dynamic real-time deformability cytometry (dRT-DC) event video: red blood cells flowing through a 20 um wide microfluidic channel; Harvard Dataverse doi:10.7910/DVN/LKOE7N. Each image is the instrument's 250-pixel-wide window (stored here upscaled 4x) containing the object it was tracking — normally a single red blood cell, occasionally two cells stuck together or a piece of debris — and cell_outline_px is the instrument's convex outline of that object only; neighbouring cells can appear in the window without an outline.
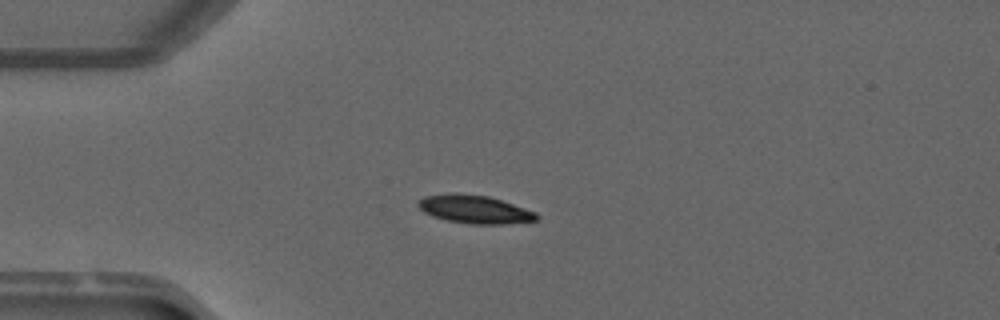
{"species": "common noctule bat (a hibernating species)", "species_latin": "Nyctalus noctula", "temperature_condition": "warm", "stored_images_in_passage": 38, "camera_frame_rate_fps": 3000, "um_per_image_px": 0.085, "animal": {"sex": "male", "forearm_length_mm": 52.5}, "frame": {"image": 1, "passage_image": 1, "time_ms": 0.0, "image_size_px": [1000, 320], "cell_outline_px": [[540, 220], [504, 224], [468, 224], [448, 220], [432, 216], [424, 212], [416, 204], [424, 196], [456, 192], [488, 196], [536, 212], [540, 216]], "centroid_in_image_um": [40.35, 17.79], "position_along_channel_um": 44.6, "area_um2": 19.48}}
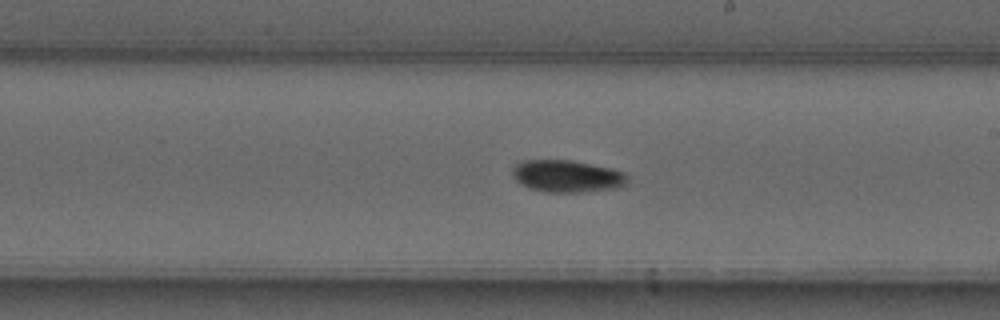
{"frame": {"image": 2, "passage_image": 17, "time_ms": 5.333, "image_size_px": [1000, 320], "cell_outline_px": [[628, 184], [620, 188], [580, 192], [544, 192], [528, 188], [520, 184], [512, 176], [512, 168], [516, 164], [524, 160], [572, 160], [612, 168], [624, 172], [628, 176]], "centroid_in_image_um": [48.22, 14.98], "position_along_channel_um": 240.8, "area_um2": 21.91}}
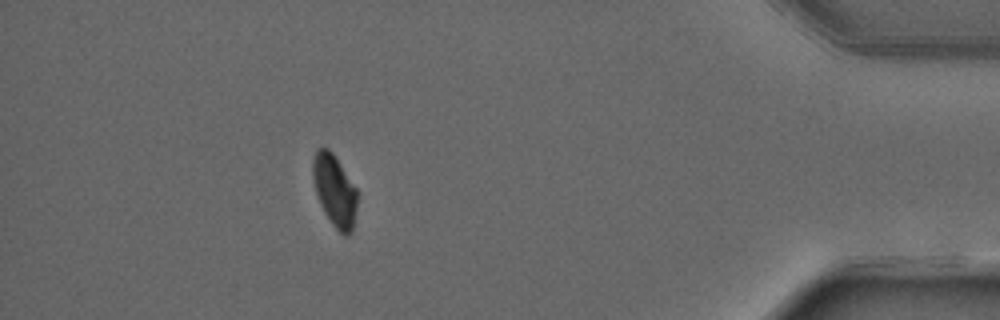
{"frame": {"image": 3, "passage_image": 33, "time_ms": 10.667, "image_size_px": [1000, 320], "cell_outline_px": [[356, 208], [352, 232], [344, 236], [332, 224], [324, 212], [320, 204], [316, 192], [312, 176], [312, 160], [316, 148], [328, 148], [332, 152], [356, 188]], "centroid_in_image_um": [28.41, 16.18], "position_along_channel_um": 406.8, "area_um2": 18.38}, "authors_computed_cell_mechanics": {"area_um2": 20.3456, "velocity_mm_per_s": 4.0794, "shape_relaxation_time_tau1_ms": 7.1599, "shape_relaxation_time_tau2_ms": null, "deformation_change_tau1": 0.2031, "deformation_change_tau2": null}}